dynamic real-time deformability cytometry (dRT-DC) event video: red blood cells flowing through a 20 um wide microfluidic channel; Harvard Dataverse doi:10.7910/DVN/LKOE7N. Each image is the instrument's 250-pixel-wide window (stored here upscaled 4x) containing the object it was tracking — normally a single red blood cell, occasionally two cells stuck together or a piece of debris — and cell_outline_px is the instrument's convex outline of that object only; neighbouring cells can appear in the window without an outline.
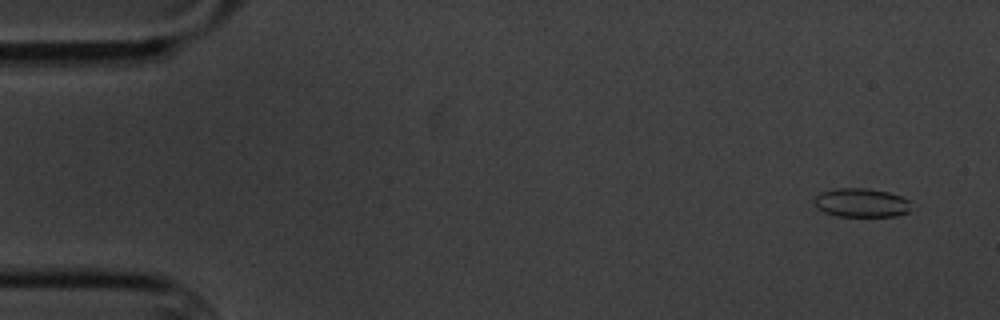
{"species": "common noctule bat (a hibernating species)", "species_latin": "Nyctalus noctula", "temperature_condition": "cold", "stored_images_in_passage": 5, "camera_frame_rate_fps": 3000, "um_per_image_px": 0.085, "animal": {"sex": "male", "body_mass_g": 20.1, "forearm_length_mm": 53.5}, "frame": {"image": 1, "passage_image": 1, "time_ms": 0.0, "image_size_px": [1000, 320], "cell_outline_px": [[908, 212], [896, 216], [836, 216], [824, 212], [816, 208], [812, 200], [820, 192], [836, 188], [868, 188], [888, 192], [900, 196], [908, 200]], "centroid_in_image_um": [73.14, 17.23], "position_along_channel_um": 11.9, "area_um2": 16.3}}